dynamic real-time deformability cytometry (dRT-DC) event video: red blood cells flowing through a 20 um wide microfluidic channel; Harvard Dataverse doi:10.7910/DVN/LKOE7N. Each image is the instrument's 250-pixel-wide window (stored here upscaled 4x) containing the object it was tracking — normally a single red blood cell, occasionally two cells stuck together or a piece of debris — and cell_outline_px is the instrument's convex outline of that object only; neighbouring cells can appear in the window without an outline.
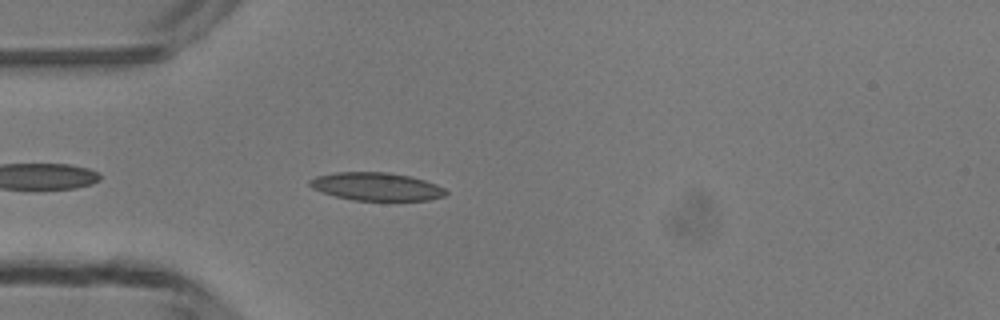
{"species": "common noctule bat (a hibernating species)", "species_latin": "Nyctalus noctula", "temperature_condition": "room temperature", "stored_images_in_passage": 21, "camera_frame_rate_fps": 3000, "um_per_image_px": 0.085, "animal": {"sex": "male", "body_mass_g": 13.3}, "frame": {"image": 1, "passage_image": 4, "time_ms": 1.0, "image_size_px": [1000, 320], "cell_outline_px": [[448, 192], [444, 196], [428, 200], [352, 200], [336, 196], [312, 188], [308, 184], [308, 180], [316, 176], [336, 172], [388, 172], [412, 176], [436, 184], [444, 188]], "centroid_in_image_um": [32.0, 15.85], "position_along_channel_um": 53.0, "area_um2": 22.2}}
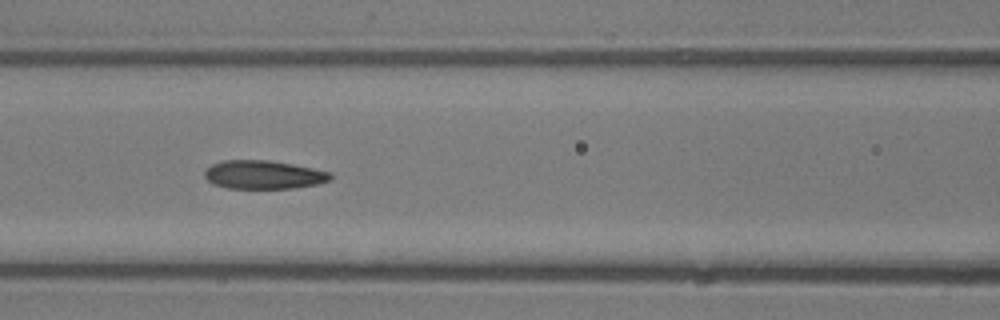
{"frame": {"image": 2, "passage_image": 11, "time_ms": 3.333, "image_size_px": [1000, 320], "cell_outline_px": [[332, 180], [316, 184], [292, 188], [224, 188], [212, 184], [204, 176], [204, 172], [212, 164], [224, 160], [268, 160], [292, 164], [312, 168], [328, 172], [332, 176]], "centroid_in_image_um": [22.37, 14.85], "position_along_channel_um": 144.2, "area_um2": 20.81}}
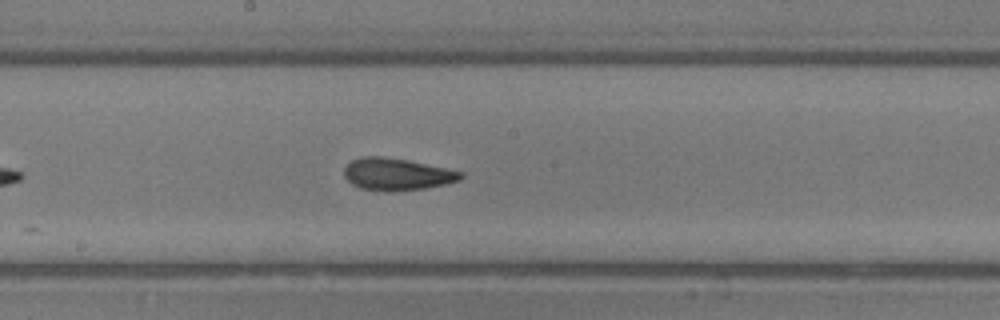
{"frame": {"image": 3, "passage_image": 16, "time_ms": 5.0, "image_size_px": [1000, 320], "cell_outline_px": [[464, 176], [460, 180], [444, 184], [424, 188], [392, 192], [384, 192], [360, 188], [352, 184], [344, 176], [344, 168], [352, 160], [364, 156], [380, 156], [408, 160], [464, 172]], "centroid_in_image_um": [33.73, 14.82], "position_along_channel_um": 214.5, "area_um2": 21.85}}